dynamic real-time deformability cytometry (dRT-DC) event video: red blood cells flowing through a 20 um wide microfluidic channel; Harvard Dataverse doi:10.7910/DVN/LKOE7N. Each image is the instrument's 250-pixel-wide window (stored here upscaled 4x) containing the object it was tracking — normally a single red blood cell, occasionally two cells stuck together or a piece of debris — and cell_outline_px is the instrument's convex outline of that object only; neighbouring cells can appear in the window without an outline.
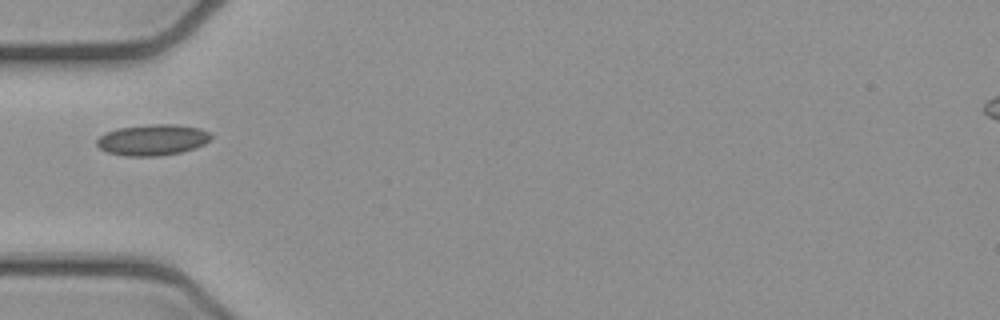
{"species": "common noctule bat (a hibernating species)", "species_latin": "Nyctalus noctula", "temperature_condition": "cold", "stored_images_in_passage": 2, "camera_frame_rate_fps": 3000, "um_per_image_px": 0.085, "animal": {"sex": "female", "body_mass_g": 21.9}, "frame": {"image": 1, "passage_image": 1, "time_ms": 0.0, "image_size_px": [1000, 320], "cell_outline_px": [[212, 140], [204, 144], [180, 152], [160, 156], [128, 156], [108, 152], [100, 148], [96, 144], [96, 140], [100, 136], [116, 128], [148, 124], [176, 124], [200, 128], [208, 132], [212, 136]], "centroid_in_image_um": [12.98, 11.88], "position_along_channel_um": 72.0, "area_um2": 20.63}}
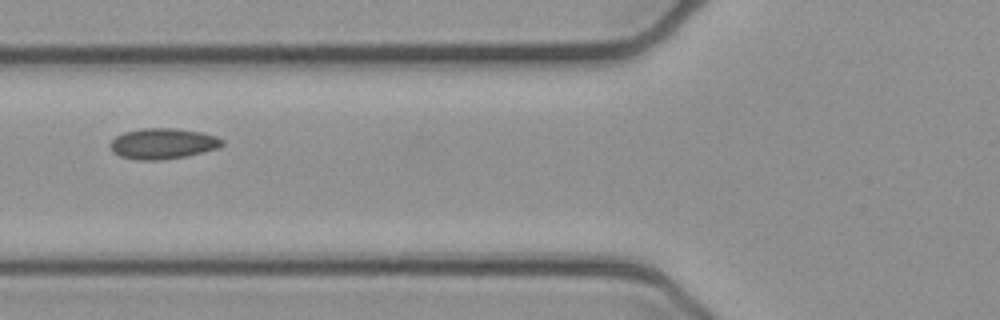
{"frame": {"image": 2, "passage_image": 2, "time_ms": 0.333, "image_size_px": [1000, 320], "cell_outline_px": [[224, 144], [216, 148], [204, 152], [188, 156], [160, 160], [136, 160], [120, 156], [112, 152], [108, 144], [116, 136], [124, 132], [140, 128], [176, 128], [200, 132], [216, 136], [224, 140]], "centroid_in_image_um": [13.81, 12.21], "position_along_channel_um": 112.0, "area_um2": 20.23}}